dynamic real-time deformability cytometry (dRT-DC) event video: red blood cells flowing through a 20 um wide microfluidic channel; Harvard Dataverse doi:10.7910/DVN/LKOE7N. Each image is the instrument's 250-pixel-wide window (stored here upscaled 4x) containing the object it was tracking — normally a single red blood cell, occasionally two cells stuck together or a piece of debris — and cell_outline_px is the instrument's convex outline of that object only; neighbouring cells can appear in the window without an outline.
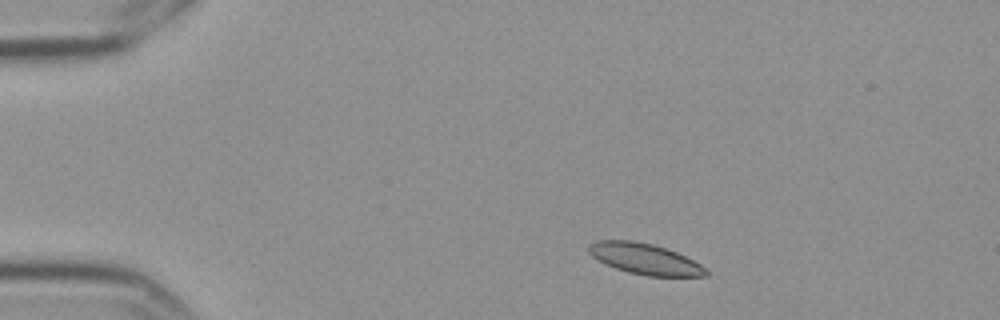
{"species": "Egyptian fruit bat (a non-hibernating species)", "species_latin": "Rousettus aegyptiacus", "temperature_condition": "cold", "stored_images_in_passage": 3, "camera_frame_rate_fps": 3000, "um_per_image_px": 0.085, "frame": {"image": 1, "passage_image": 2, "time_ms": 0.333, "image_size_px": [1000, 320], "cell_outline_px": [[708, 276], [648, 276], [628, 272], [604, 264], [596, 260], [588, 252], [588, 244], [596, 240], [632, 240], [652, 244], [676, 252], [700, 264], [708, 272]], "centroid_in_image_um": [54.75, 22.0], "position_along_channel_um": 30.3, "area_um2": 21.04}}